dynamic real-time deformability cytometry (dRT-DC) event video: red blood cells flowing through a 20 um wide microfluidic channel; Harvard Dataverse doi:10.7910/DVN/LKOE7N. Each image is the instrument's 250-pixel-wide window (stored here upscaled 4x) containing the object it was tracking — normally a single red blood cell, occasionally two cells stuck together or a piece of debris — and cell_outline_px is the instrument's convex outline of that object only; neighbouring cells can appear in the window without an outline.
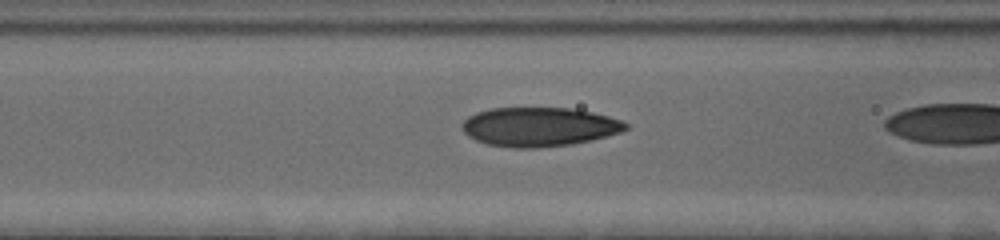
{"species": "human", "species_latin": "Homo sapiens", "temperature_condition": "cold", "stored_images_in_passage": 17, "camera_frame_rate_fps": 3000, "um_per_image_px": 0.085, "donor": {"sex": "female"}, "frame": {"image": 1, "passage_image": 15, "time_ms": 4.667, "image_size_px": [1000, 240], "cell_outline_px": [[628, 128], [620, 132], [592, 140], [572, 144], [536, 148], [512, 148], [488, 144], [476, 140], [468, 136], [464, 132], [464, 120], [468, 116], [476, 112], [492, 108], [568, 108], [592, 112], [624, 120], [628, 124]], "centroid_in_image_um": [45.85, 10.78], "position_along_channel_um": 120.7, "area_um2": 37.22}}